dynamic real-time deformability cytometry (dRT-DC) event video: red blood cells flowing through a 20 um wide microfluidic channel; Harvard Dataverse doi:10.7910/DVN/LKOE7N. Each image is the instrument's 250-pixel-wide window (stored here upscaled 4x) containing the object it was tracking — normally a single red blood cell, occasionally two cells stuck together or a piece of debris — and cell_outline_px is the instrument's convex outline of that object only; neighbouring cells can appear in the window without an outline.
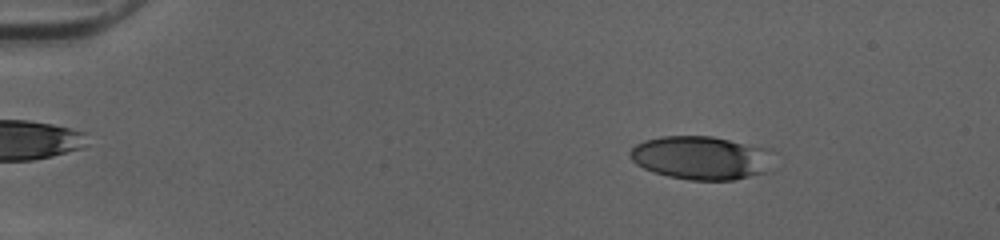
{"species": "human", "species_latin": "Homo sapiens", "temperature_condition": "cold", "stored_images_in_passage": 51, "camera_frame_rate_fps": 3000, "um_per_image_px": 0.085, "donor": {"sex": "female"}, "frame": {"image": 1, "passage_image": 8, "time_ms": 2.333, "image_size_px": [1000, 240], "cell_outline_px": [[776, 152], [764, 172], [732, 180], [692, 180], [668, 176], [652, 172], [636, 164], [632, 160], [628, 152], [636, 144], [644, 140], [660, 136], [712, 136], [772, 148]], "centroid_in_image_um": [59.61, 13.39], "position_along_channel_um": 25.4, "area_um2": 36.65}}
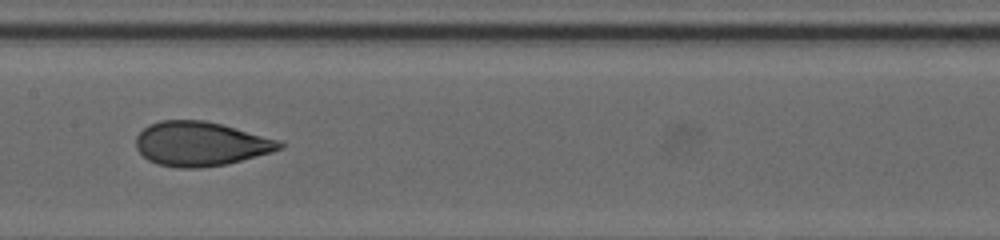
{"frame": {"image": 2, "passage_image": 27, "time_ms": 8.667, "image_size_px": [1000, 240], "cell_outline_px": [[284, 148], [272, 152], [228, 164], [196, 168], [180, 168], [156, 164], [148, 160], [136, 148], [136, 136], [148, 124], [160, 120], [204, 120], [220, 124], [280, 140], [284, 144]], "centroid_in_image_um": [17.05, 12.23], "position_along_channel_um": 190.4, "area_um2": 37.11}}
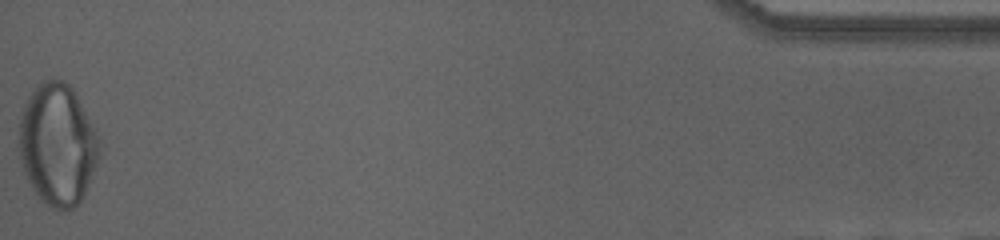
{"frame": {"image": 3, "passage_image": 51, "time_ms": 16.667, "image_size_px": [1000, 240], "cell_outline_px": [[100, 140], [96, 164], [84, 196], [72, 208], [60, 212], [44, 204], [40, 200], [32, 188], [24, 172], [16, 148], [20, 120], [28, 96], [36, 84], [44, 80], [60, 80], [68, 84], [76, 92]], "centroid_in_image_um": [4.85, 12.3], "position_along_channel_um": 430.3, "area_um2": 57.22}, "authors_computed_cell_mechanics": {"area_um2": 37.1076, "velocity_mm_per_s": 4.0678, "shape_relaxation_time_tau1_ms": 6.2759, "shape_relaxation_time_tau2_ms": 0.9313, "deformation_change_tau1": 0.2146, "deformation_change_tau2": 0.0688}}